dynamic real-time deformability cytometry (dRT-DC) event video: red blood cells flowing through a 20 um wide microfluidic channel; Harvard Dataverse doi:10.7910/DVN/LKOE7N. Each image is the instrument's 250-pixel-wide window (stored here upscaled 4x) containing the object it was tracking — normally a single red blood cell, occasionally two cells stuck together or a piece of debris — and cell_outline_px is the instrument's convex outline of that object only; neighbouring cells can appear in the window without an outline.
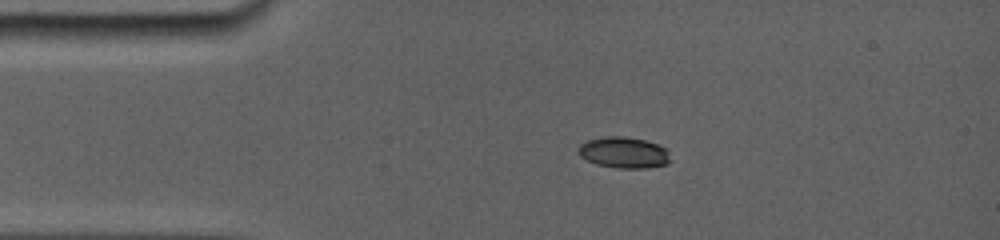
{"species": "common noctule bat (a hibernating species)", "species_latin": "Nyctalus noctula", "temperature_condition": "room temperature", "stored_images_in_passage": 4, "camera_frame_rate_fps": 5000, "um_per_image_px": 0.085, "animal": {"sex": "female", "body_mass_g": 19.0, "forearm_length_mm": 56.7}, "frame": {"image": 1, "passage_image": 2, "time_ms": 1.0, "image_size_px": [1000, 240], "cell_outline_px": [[668, 160], [664, 164], [644, 168], [620, 168], [596, 164], [580, 156], [580, 148], [584, 144], [592, 140], [644, 140], [656, 144], [664, 148]], "centroid_in_image_um": [53.05, 13.05], "position_along_channel_um": 32.0, "area_um2": 14.85}}